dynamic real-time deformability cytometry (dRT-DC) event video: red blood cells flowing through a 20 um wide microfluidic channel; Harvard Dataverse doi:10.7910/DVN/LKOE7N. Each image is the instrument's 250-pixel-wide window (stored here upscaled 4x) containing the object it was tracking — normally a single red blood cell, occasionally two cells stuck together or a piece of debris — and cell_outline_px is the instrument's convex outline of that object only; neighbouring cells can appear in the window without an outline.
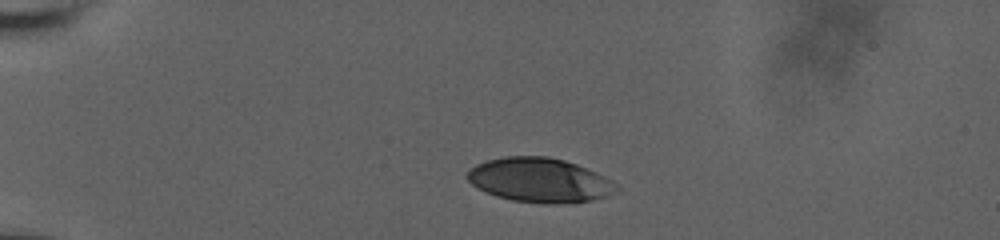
{"species": "human", "species_latin": "Homo sapiens", "temperature_condition": "room temperature", "stored_images_in_passage": 26, "camera_frame_rate_fps": 3000, "um_per_image_px": 0.085, "donor": {"sex": "male"}, "frame": {"image": 1, "passage_image": 1, "time_ms": 0.0, "image_size_px": [1000, 240], "cell_outline_px": [[620, 192], [608, 196], [592, 200], [556, 204], [544, 204], [512, 200], [496, 196], [472, 184], [468, 180], [468, 168], [476, 164], [488, 160], [504, 156], [548, 156], [564, 160], [576, 164], [596, 172], [612, 180], [620, 188]], "centroid_in_image_um": [45.92, 15.31], "position_along_channel_um": 39.1, "area_um2": 38.67}}
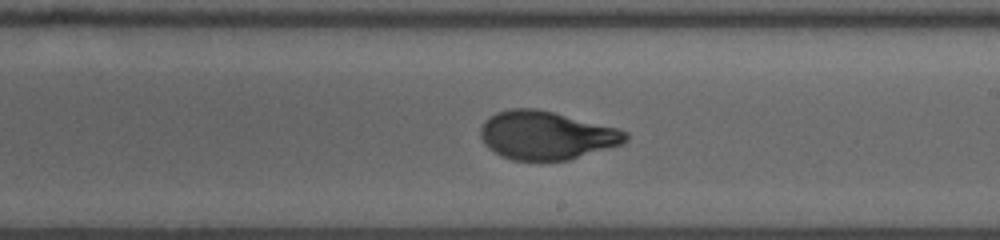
{"frame": {"image": 2, "passage_image": 15, "time_ms": 7.0, "image_size_px": [1000, 240], "cell_outline_px": [[628, 140], [620, 144], [568, 160], [512, 160], [500, 156], [488, 148], [484, 144], [480, 136], [480, 128], [484, 120], [488, 116], [496, 112], [512, 108], [536, 108], [616, 128], [628, 132]], "centroid_in_image_um": [46.37, 11.5], "position_along_channel_um": 242.6, "area_um2": 40.69}}
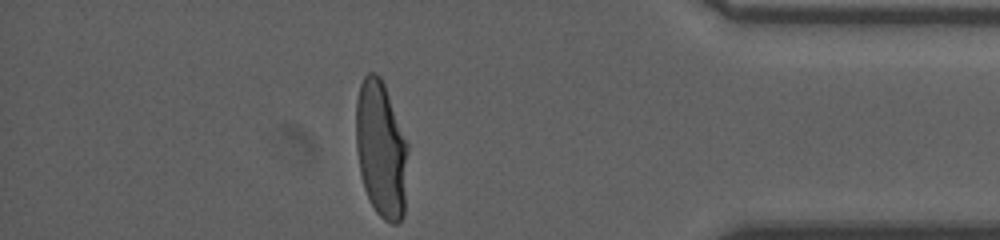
{"frame": {"image": 3, "passage_image": 26, "time_ms": 12.0, "image_size_px": [1000, 240], "cell_outline_px": [[408, 148], [404, 216], [396, 224], [392, 224], [384, 220], [376, 212], [364, 188], [360, 172], [356, 148], [356, 100], [360, 84], [364, 76], [368, 72], [376, 72], [380, 76], [384, 84], [408, 144]], "centroid_in_image_um": [32.39, 12.69], "position_along_channel_um": 402.8, "area_um2": 41.44}, "authors_computed_cell_mechanics": {"area_um2": 40.749, "velocity_mm_per_s": 3.776, "shape_relaxation_time_tau1_ms": 5.6136, "shape_relaxation_time_tau2_ms": 0.6674, "deformation_change_tau1": 0.2231, "deformation_change_tau2": 0.0534}}